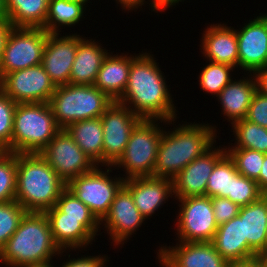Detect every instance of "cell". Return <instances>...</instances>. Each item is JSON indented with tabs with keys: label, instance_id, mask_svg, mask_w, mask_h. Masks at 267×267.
<instances>
[{
	"label": "cell",
	"instance_id": "1",
	"mask_svg": "<svg viewBox=\"0 0 267 267\" xmlns=\"http://www.w3.org/2000/svg\"><path fill=\"white\" fill-rule=\"evenodd\" d=\"M152 52L131 54L128 82L118 103L141 119H178L170 85ZM165 77V78H164ZM174 102V103H173Z\"/></svg>",
	"mask_w": 267,
	"mask_h": 267
},
{
	"label": "cell",
	"instance_id": "2",
	"mask_svg": "<svg viewBox=\"0 0 267 267\" xmlns=\"http://www.w3.org/2000/svg\"><path fill=\"white\" fill-rule=\"evenodd\" d=\"M176 121L168 120L164 126L153 171L155 177L173 179L189 163L216 144L219 138L217 127L210 123L183 122L176 126ZM171 124L173 130H166L165 127Z\"/></svg>",
	"mask_w": 267,
	"mask_h": 267
},
{
	"label": "cell",
	"instance_id": "3",
	"mask_svg": "<svg viewBox=\"0 0 267 267\" xmlns=\"http://www.w3.org/2000/svg\"><path fill=\"white\" fill-rule=\"evenodd\" d=\"M65 252L68 253L54 242L46 214L27 212L15 233L0 251V265L23 267L42 264L52 261L54 257H62Z\"/></svg>",
	"mask_w": 267,
	"mask_h": 267
},
{
	"label": "cell",
	"instance_id": "4",
	"mask_svg": "<svg viewBox=\"0 0 267 267\" xmlns=\"http://www.w3.org/2000/svg\"><path fill=\"white\" fill-rule=\"evenodd\" d=\"M66 183L40 153L17 154L15 200L27 212H45L54 207Z\"/></svg>",
	"mask_w": 267,
	"mask_h": 267
},
{
	"label": "cell",
	"instance_id": "5",
	"mask_svg": "<svg viewBox=\"0 0 267 267\" xmlns=\"http://www.w3.org/2000/svg\"><path fill=\"white\" fill-rule=\"evenodd\" d=\"M60 130L49 103H17L12 152L40 153Z\"/></svg>",
	"mask_w": 267,
	"mask_h": 267
},
{
	"label": "cell",
	"instance_id": "6",
	"mask_svg": "<svg viewBox=\"0 0 267 267\" xmlns=\"http://www.w3.org/2000/svg\"><path fill=\"white\" fill-rule=\"evenodd\" d=\"M112 103L113 101L94 85L70 83L57 86L49 102L60 129L80 120L101 117Z\"/></svg>",
	"mask_w": 267,
	"mask_h": 267
},
{
	"label": "cell",
	"instance_id": "7",
	"mask_svg": "<svg viewBox=\"0 0 267 267\" xmlns=\"http://www.w3.org/2000/svg\"><path fill=\"white\" fill-rule=\"evenodd\" d=\"M164 124L161 119H141L136 124L123 154L112 165L125 172L122 178L153 176Z\"/></svg>",
	"mask_w": 267,
	"mask_h": 267
},
{
	"label": "cell",
	"instance_id": "8",
	"mask_svg": "<svg viewBox=\"0 0 267 267\" xmlns=\"http://www.w3.org/2000/svg\"><path fill=\"white\" fill-rule=\"evenodd\" d=\"M102 167L96 166L89 173L77 176L66 184V188L88 206L99 221L108 213L115 195L125 182L121 174L119 177L111 176L110 173L115 170L112 166H105V170Z\"/></svg>",
	"mask_w": 267,
	"mask_h": 267
},
{
	"label": "cell",
	"instance_id": "9",
	"mask_svg": "<svg viewBox=\"0 0 267 267\" xmlns=\"http://www.w3.org/2000/svg\"><path fill=\"white\" fill-rule=\"evenodd\" d=\"M177 200L175 232L178 242H212L218 228L211 197L196 196Z\"/></svg>",
	"mask_w": 267,
	"mask_h": 267
},
{
	"label": "cell",
	"instance_id": "10",
	"mask_svg": "<svg viewBox=\"0 0 267 267\" xmlns=\"http://www.w3.org/2000/svg\"><path fill=\"white\" fill-rule=\"evenodd\" d=\"M47 35L43 28L14 27L0 61V79L5 74L41 64Z\"/></svg>",
	"mask_w": 267,
	"mask_h": 267
},
{
	"label": "cell",
	"instance_id": "11",
	"mask_svg": "<svg viewBox=\"0 0 267 267\" xmlns=\"http://www.w3.org/2000/svg\"><path fill=\"white\" fill-rule=\"evenodd\" d=\"M40 155L66 184L96 167L66 129H60Z\"/></svg>",
	"mask_w": 267,
	"mask_h": 267
},
{
	"label": "cell",
	"instance_id": "12",
	"mask_svg": "<svg viewBox=\"0 0 267 267\" xmlns=\"http://www.w3.org/2000/svg\"><path fill=\"white\" fill-rule=\"evenodd\" d=\"M0 89L16 103H49L56 86L38 64L5 74Z\"/></svg>",
	"mask_w": 267,
	"mask_h": 267
},
{
	"label": "cell",
	"instance_id": "13",
	"mask_svg": "<svg viewBox=\"0 0 267 267\" xmlns=\"http://www.w3.org/2000/svg\"><path fill=\"white\" fill-rule=\"evenodd\" d=\"M103 128V167L112 166L123 154L131 131L141 120L127 106L114 101L100 117Z\"/></svg>",
	"mask_w": 267,
	"mask_h": 267
},
{
	"label": "cell",
	"instance_id": "14",
	"mask_svg": "<svg viewBox=\"0 0 267 267\" xmlns=\"http://www.w3.org/2000/svg\"><path fill=\"white\" fill-rule=\"evenodd\" d=\"M44 213L49 220L54 242L61 250L87 251V246L96 242L95 237L102 233L97 218L63 217V212L56 206Z\"/></svg>",
	"mask_w": 267,
	"mask_h": 267
},
{
	"label": "cell",
	"instance_id": "15",
	"mask_svg": "<svg viewBox=\"0 0 267 267\" xmlns=\"http://www.w3.org/2000/svg\"><path fill=\"white\" fill-rule=\"evenodd\" d=\"M146 220L137 209L130 191L123 185L115 195L108 213L100 221V229L106 230L109 240H112L110 243L116 249L128 242Z\"/></svg>",
	"mask_w": 267,
	"mask_h": 267
},
{
	"label": "cell",
	"instance_id": "16",
	"mask_svg": "<svg viewBox=\"0 0 267 267\" xmlns=\"http://www.w3.org/2000/svg\"><path fill=\"white\" fill-rule=\"evenodd\" d=\"M159 246L156 258L161 267H229L212 242H177Z\"/></svg>",
	"mask_w": 267,
	"mask_h": 267
},
{
	"label": "cell",
	"instance_id": "17",
	"mask_svg": "<svg viewBox=\"0 0 267 267\" xmlns=\"http://www.w3.org/2000/svg\"><path fill=\"white\" fill-rule=\"evenodd\" d=\"M236 30L239 68L255 73L267 66V13H259Z\"/></svg>",
	"mask_w": 267,
	"mask_h": 267
},
{
	"label": "cell",
	"instance_id": "18",
	"mask_svg": "<svg viewBox=\"0 0 267 267\" xmlns=\"http://www.w3.org/2000/svg\"><path fill=\"white\" fill-rule=\"evenodd\" d=\"M222 146L214 144L172 179L174 199L206 196V187L213 168L226 154L224 144Z\"/></svg>",
	"mask_w": 267,
	"mask_h": 267
},
{
	"label": "cell",
	"instance_id": "19",
	"mask_svg": "<svg viewBox=\"0 0 267 267\" xmlns=\"http://www.w3.org/2000/svg\"><path fill=\"white\" fill-rule=\"evenodd\" d=\"M48 33L41 65L54 85L70 83V74L78 47V33ZM60 35V36H59Z\"/></svg>",
	"mask_w": 267,
	"mask_h": 267
},
{
	"label": "cell",
	"instance_id": "20",
	"mask_svg": "<svg viewBox=\"0 0 267 267\" xmlns=\"http://www.w3.org/2000/svg\"><path fill=\"white\" fill-rule=\"evenodd\" d=\"M124 186L130 191L137 209L147 220L174 196L172 179L167 177L130 178L125 180Z\"/></svg>",
	"mask_w": 267,
	"mask_h": 267
},
{
	"label": "cell",
	"instance_id": "21",
	"mask_svg": "<svg viewBox=\"0 0 267 267\" xmlns=\"http://www.w3.org/2000/svg\"><path fill=\"white\" fill-rule=\"evenodd\" d=\"M201 34L199 46L205 60L227 64L239 71L238 42L234 27H228L225 23H213Z\"/></svg>",
	"mask_w": 267,
	"mask_h": 267
},
{
	"label": "cell",
	"instance_id": "22",
	"mask_svg": "<svg viewBox=\"0 0 267 267\" xmlns=\"http://www.w3.org/2000/svg\"><path fill=\"white\" fill-rule=\"evenodd\" d=\"M242 76V79L241 77L238 80L233 79L217 96L220 102L218 104L222 105L221 114L231 125L246 118L252 98L257 91L254 73H244Z\"/></svg>",
	"mask_w": 267,
	"mask_h": 267
},
{
	"label": "cell",
	"instance_id": "23",
	"mask_svg": "<svg viewBox=\"0 0 267 267\" xmlns=\"http://www.w3.org/2000/svg\"><path fill=\"white\" fill-rule=\"evenodd\" d=\"M238 216L242 220L243 240L248 248L259 258L267 257V195L242 206Z\"/></svg>",
	"mask_w": 267,
	"mask_h": 267
},
{
	"label": "cell",
	"instance_id": "24",
	"mask_svg": "<svg viewBox=\"0 0 267 267\" xmlns=\"http://www.w3.org/2000/svg\"><path fill=\"white\" fill-rule=\"evenodd\" d=\"M86 38L78 34V47L70 74V84L94 85L98 71L109 53L100 41Z\"/></svg>",
	"mask_w": 267,
	"mask_h": 267
},
{
	"label": "cell",
	"instance_id": "25",
	"mask_svg": "<svg viewBox=\"0 0 267 267\" xmlns=\"http://www.w3.org/2000/svg\"><path fill=\"white\" fill-rule=\"evenodd\" d=\"M128 54L123 52L120 55H113L112 51H109L94 83V86L105 93L113 102L122 97L128 82L131 66V54Z\"/></svg>",
	"mask_w": 267,
	"mask_h": 267
},
{
	"label": "cell",
	"instance_id": "26",
	"mask_svg": "<svg viewBox=\"0 0 267 267\" xmlns=\"http://www.w3.org/2000/svg\"><path fill=\"white\" fill-rule=\"evenodd\" d=\"M216 250L229 263L247 262L258 258L243 240L242 220L237 215L218 226L212 241Z\"/></svg>",
	"mask_w": 267,
	"mask_h": 267
},
{
	"label": "cell",
	"instance_id": "27",
	"mask_svg": "<svg viewBox=\"0 0 267 267\" xmlns=\"http://www.w3.org/2000/svg\"><path fill=\"white\" fill-rule=\"evenodd\" d=\"M65 129L96 166H103L104 134L100 117L74 122Z\"/></svg>",
	"mask_w": 267,
	"mask_h": 267
},
{
	"label": "cell",
	"instance_id": "28",
	"mask_svg": "<svg viewBox=\"0 0 267 267\" xmlns=\"http://www.w3.org/2000/svg\"><path fill=\"white\" fill-rule=\"evenodd\" d=\"M49 0H5L7 18L16 28H44Z\"/></svg>",
	"mask_w": 267,
	"mask_h": 267
},
{
	"label": "cell",
	"instance_id": "29",
	"mask_svg": "<svg viewBox=\"0 0 267 267\" xmlns=\"http://www.w3.org/2000/svg\"><path fill=\"white\" fill-rule=\"evenodd\" d=\"M78 1L72 0H49L48 13L45 20V29L48 33H61V29L74 27L79 21H84L86 8ZM62 27V28H61Z\"/></svg>",
	"mask_w": 267,
	"mask_h": 267
},
{
	"label": "cell",
	"instance_id": "30",
	"mask_svg": "<svg viewBox=\"0 0 267 267\" xmlns=\"http://www.w3.org/2000/svg\"><path fill=\"white\" fill-rule=\"evenodd\" d=\"M231 126L232 135L235 137L231 141L235 140V142L234 144L228 143L232 147L228 145L225 148H243L267 154V128L254 124L246 119L238 120Z\"/></svg>",
	"mask_w": 267,
	"mask_h": 267
},
{
	"label": "cell",
	"instance_id": "31",
	"mask_svg": "<svg viewBox=\"0 0 267 267\" xmlns=\"http://www.w3.org/2000/svg\"><path fill=\"white\" fill-rule=\"evenodd\" d=\"M238 173L233 160L226 153L213 168L206 187L207 197H225L231 194L232 178Z\"/></svg>",
	"mask_w": 267,
	"mask_h": 267
},
{
	"label": "cell",
	"instance_id": "32",
	"mask_svg": "<svg viewBox=\"0 0 267 267\" xmlns=\"http://www.w3.org/2000/svg\"><path fill=\"white\" fill-rule=\"evenodd\" d=\"M236 68L220 63L207 62V64L199 72L198 82L201 91L217 97L219 93L233 80ZM233 74V75H232Z\"/></svg>",
	"mask_w": 267,
	"mask_h": 267
},
{
	"label": "cell",
	"instance_id": "33",
	"mask_svg": "<svg viewBox=\"0 0 267 267\" xmlns=\"http://www.w3.org/2000/svg\"><path fill=\"white\" fill-rule=\"evenodd\" d=\"M225 149L226 153L233 160L238 173L256 181L259 186V175L264 161V153L243 148Z\"/></svg>",
	"mask_w": 267,
	"mask_h": 267
},
{
	"label": "cell",
	"instance_id": "34",
	"mask_svg": "<svg viewBox=\"0 0 267 267\" xmlns=\"http://www.w3.org/2000/svg\"><path fill=\"white\" fill-rule=\"evenodd\" d=\"M17 154L5 151L0 155V203L15 200Z\"/></svg>",
	"mask_w": 267,
	"mask_h": 267
},
{
	"label": "cell",
	"instance_id": "35",
	"mask_svg": "<svg viewBox=\"0 0 267 267\" xmlns=\"http://www.w3.org/2000/svg\"><path fill=\"white\" fill-rule=\"evenodd\" d=\"M26 213L16 200L0 203V251L15 233Z\"/></svg>",
	"mask_w": 267,
	"mask_h": 267
},
{
	"label": "cell",
	"instance_id": "36",
	"mask_svg": "<svg viewBox=\"0 0 267 267\" xmlns=\"http://www.w3.org/2000/svg\"><path fill=\"white\" fill-rule=\"evenodd\" d=\"M264 195L256 181L237 173L232 178L231 194L227 198L242 207L259 200Z\"/></svg>",
	"mask_w": 267,
	"mask_h": 267
},
{
	"label": "cell",
	"instance_id": "37",
	"mask_svg": "<svg viewBox=\"0 0 267 267\" xmlns=\"http://www.w3.org/2000/svg\"><path fill=\"white\" fill-rule=\"evenodd\" d=\"M17 103L0 89V147L12 152L14 113Z\"/></svg>",
	"mask_w": 267,
	"mask_h": 267
},
{
	"label": "cell",
	"instance_id": "38",
	"mask_svg": "<svg viewBox=\"0 0 267 267\" xmlns=\"http://www.w3.org/2000/svg\"><path fill=\"white\" fill-rule=\"evenodd\" d=\"M55 206L63 212V217L96 218L90 208L81 202L67 188L61 192Z\"/></svg>",
	"mask_w": 267,
	"mask_h": 267
},
{
	"label": "cell",
	"instance_id": "39",
	"mask_svg": "<svg viewBox=\"0 0 267 267\" xmlns=\"http://www.w3.org/2000/svg\"><path fill=\"white\" fill-rule=\"evenodd\" d=\"M213 213L219 225L230 221L239 213L240 207L225 197H211Z\"/></svg>",
	"mask_w": 267,
	"mask_h": 267
},
{
	"label": "cell",
	"instance_id": "40",
	"mask_svg": "<svg viewBox=\"0 0 267 267\" xmlns=\"http://www.w3.org/2000/svg\"><path fill=\"white\" fill-rule=\"evenodd\" d=\"M245 119L267 128V95L255 92Z\"/></svg>",
	"mask_w": 267,
	"mask_h": 267
},
{
	"label": "cell",
	"instance_id": "41",
	"mask_svg": "<svg viewBox=\"0 0 267 267\" xmlns=\"http://www.w3.org/2000/svg\"><path fill=\"white\" fill-rule=\"evenodd\" d=\"M68 259H66V261L64 260V262L62 263V265L60 264V267H108V263L110 260H108V256L107 255H101L99 254L97 255H82L81 257H77L74 258L68 255ZM58 266V267H59Z\"/></svg>",
	"mask_w": 267,
	"mask_h": 267
},
{
	"label": "cell",
	"instance_id": "42",
	"mask_svg": "<svg viewBox=\"0 0 267 267\" xmlns=\"http://www.w3.org/2000/svg\"><path fill=\"white\" fill-rule=\"evenodd\" d=\"M115 2L117 3V6L122 7V11L123 9L126 11H137L138 9H141L142 6H146L145 4H149L147 6H149V10H151L152 12L155 13H162V5H161V0H115ZM119 4V5H118ZM137 9V10H136Z\"/></svg>",
	"mask_w": 267,
	"mask_h": 267
},
{
	"label": "cell",
	"instance_id": "43",
	"mask_svg": "<svg viewBox=\"0 0 267 267\" xmlns=\"http://www.w3.org/2000/svg\"><path fill=\"white\" fill-rule=\"evenodd\" d=\"M13 28L14 26L8 18L0 19V61L3 56L8 36Z\"/></svg>",
	"mask_w": 267,
	"mask_h": 267
},
{
	"label": "cell",
	"instance_id": "44",
	"mask_svg": "<svg viewBox=\"0 0 267 267\" xmlns=\"http://www.w3.org/2000/svg\"><path fill=\"white\" fill-rule=\"evenodd\" d=\"M254 75L257 81V90L267 95V66L258 69Z\"/></svg>",
	"mask_w": 267,
	"mask_h": 267
},
{
	"label": "cell",
	"instance_id": "45",
	"mask_svg": "<svg viewBox=\"0 0 267 267\" xmlns=\"http://www.w3.org/2000/svg\"><path fill=\"white\" fill-rule=\"evenodd\" d=\"M267 257H259L254 260L239 263H230L229 267H266Z\"/></svg>",
	"mask_w": 267,
	"mask_h": 267
},
{
	"label": "cell",
	"instance_id": "46",
	"mask_svg": "<svg viewBox=\"0 0 267 267\" xmlns=\"http://www.w3.org/2000/svg\"><path fill=\"white\" fill-rule=\"evenodd\" d=\"M259 189L267 195V154H264V161L259 175Z\"/></svg>",
	"mask_w": 267,
	"mask_h": 267
},
{
	"label": "cell",
	"instance_id": "47",
	"mask_svg": "<svg viewBox=\"0 0 267 267\" xmlns=\"http://www.w3.org/2000/svg\"><path fill=\"white\" fill-rule=\"evenodd\" d=\"M184 1L185 0H161L162 12H165L166 9L168 10L169 8L172 9V6L174 7L176 6V4H179V2H184Z\"/></svg>",
	"mask_w": 267,
	"mask_h": 267
},
{
	"label": "cell",
	"instance_id": "48",
	"mask_svg": "<svg viewBox=\"0 0 267 267\" xmlns=\"http://www.w3.org/2000/svg\"><path fill=\"white\" fill-rule=\"evenodd\" d=\"M7 18L5 0H0V19Z\"/></svg>",
	"mask_w": 267,
	"mask_h": 267
},
{
	"label": "cell",
	"instance_id": "49",
	"mask_svg": "<svg viewBox=\"0 0 267 267\" xmlns=\"http://www.w3.org/2000/svg\"><path fill=\"white\" fill-rule=\"evenodd\" d=\"M54 261H49V262H46V263H42V264H33V265H25L23 267H55ZM58 265H56L57 267Z\"/></svg>",
	"mask_w": 267,
	"mask_h": 267
},
{
	"label": "cell",
	"instance_id": "50",
	"mask_svg": "<svg viewBox=\"0 0 267 267\" xmlns=\"http://www.w3.org/2000/svg\"><path fill=\"white\" fill-rule=\"evenodd\" d=\"M72 1H78V2L83 3L84 5H87V3H89L88 2L89 0H72Z\"/></svg>",
	"mask_w": 267,
	"mask_h": 267
},
{
	"label": "cell",
	"instance_id": "51",
	"mask_svg": "<svg viewBox=\"0 0 267 267\" xmlns=\"http://www.w3.org/2000/svg\"><path fill=\"white\" fill-rule=\"evenodd\" d=\"M4 152L5 150L2 147H0V155H2Z\"/></svg>",
	"mask_w": 267,
	"mask_h": 267
}]
</instances>
